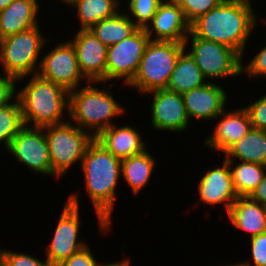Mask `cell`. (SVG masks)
<instances>
[{
	"mask_svg": "<svg viewBox=\"0 0 266 266\" xmlns=\"http://www.w3.org/2000/svg\"><path fill=\"white\" fill-rule=\"evenodd\" d=\"M41 2L37 0H13L0 11V39L38 26Z\"/></svg>",
	"mask_w": 266,
	"mask_h": 266,
	"instance_id": "cell-20",
	"label": "cell"
},
{
	"mask_svg": "<svg viewBox=\"0 0 266 266\" xmlns=\"http://www.w3.org/2000/svg\"><path fill=\"white\" fill-rule=\"evenodd\" d=\"M253 201L266 206V173L257 188L249 196Z\"/></svg>",
	"mask_w": 266,
	"mask_h": 266,
	"instance_id": "cell-37",
	"label": "cell"
},
{
	"mask_svg": "<svg viewBox=\"0 0 266 266\" xmlns=\"http://www.w3.org/2000/svg\"><path fill=\"white\" fill-rule=\"evenodd\" d=\"M24 78L29 80L17 89V98L26 126L43 128L69 119V92L66 89L37 74L19 78L17 82Z\"/></svg>",
	"mask_w": 266,
	"mask_h": 266,
	"instance_id": "cell-4",
	"label": "cell"
},
{
	"mask_svg": "<svg viewBox=\"0 0 266 266\" xmlns=\"http://www.w3.org/2000/svg\"><path fill=\"white\" fill-rule=\"evenodd\" d=\"M91 81L69 92V120L96 138L104 129L116 124L113 118L124 116L126 107L115 100L113 83ZM111 90V91H110Z\"/></svg>",
	"mask_w": 266,
	"mask_h": 266,
	"instance_id": "cell-3",
	"label": "cell"
},
{
	"mask_svg": "<svg viewBox=\"0 0 266 266\" xmlns=\"http://www.w3.org/2000/svg\"><path fill=\"white\" fill-rule=\"evenodd\" d=\"M61 4H67V7H73L79 0H58Z\"/></svg>",
	"mask_w": 266,
	"mask_h": 266,
	"instance_id": "cell-39",
	"label": "cell"
},
{
	"mask_svg": "<svg viewBox=\"0 0 266 266\" xmlns=\"http://www.w3.org/2000/svg\"><path fill=\"white\" fill-rule=\"evenodd\" d=\"M184 49L188 50L207 81L217 82V79L218 81L227 77L234 79L242 75L244 58L235 49L198 38L191 32L184 41Z\"/></svg>",
	"mask_w": 266,
	"mask_h": 266,
	"instance_id": "cell-8",
	"label": "cell"
},
{
	"mask_svg": "<svg viewBox=\"0 0 266 266\" xmlns=\"http://www.w3.org/2000/svg\"><path fill=\"white\" fill-rule=\"evenodd\" d=\"M206 170L197 185L198 200L207 206L223 205L228 213L238 197L233 187L228 160L224 158L222 164Z\"/></svg>",
	"mask_w": 266,
	"mask_h": 266,
	"instance_id": "cell-18",
	"label": "cell"
},
{
	"mask_svg": "<svg viewBox=\"0 0 266 266\" xmlns=\"http://www.w3.org/2000/svg\"><path fill=\"white\" fill-rule=\"evenodd\" d=\"M65 41L43 54L37 75L71 92L89 81L79 69L75 47L69 40Z\"/></svg>",
	"mask_w": 266,
	"mask_h": 266,
	"instance_id": "cell-11",
	"label": "cell"
},
{
	"mask_svg": "<svg viewBox=\"0 0 266 266\" xmlns=\"http://www.w3.org/2000/svg\"><path fill=\"white\" fill-rule=\"evenodd\" d=\"M249 242L251 262L248 259L242 262L246 266H266V232L251 237Z\"/></svg>",
	"mask_w": 266,
	"mask_h": 266,
	"instance_id": "cell-34",
	"label": "cell"
},
{
	"mask_svg": "<svg viewBox=\"0 0 266 266\" xmlns=\"http://www.w3.org/2000/svg\"><path fill=\"white\" fill-rule=\"evenodd\" d=\"M226 215L234 229L248 233L250 238L266 232V206L249 196L237 197Z\"/></svg>",
	"mask_w": 266,
	"mask_h": 266,
	"instance_id": "cell-21",
	"label": "cell"
},
{
	"mask_svg": "<svg viewBox=\"0 0 266 266\" xmlns=\"http://www.w3.org/2000/svg\"><path fill=\"white\" fill-rule=\"evenodd\" d=\"M226 108L214 120L213 134L206 137L205 145L209 150L223 154L231 145L245 136L252 128L249 115L242 107ZM221 118V119H220Z\"/></svg>",
	"mask_w": 266,
	"mask_h": 266,
	"instance_id": "cell-17",
	"label": "cell"
},
{
	"mask_svg": "<svg viewBox=\"0 0 266 266\" xmlns=\"http://www.w3.org/2000/svg\"><path fill=\"white\" fill-rule=\"evenodd\" d=\"M137 29L138 27L122 9L115 16L100 21L89 30L103 44L110 47L129 37Z\"/></svg>",
	"mask_w": 266,
	"mask_h": 266,
	"instance_id": "cell-26",
	"label": "cell"
},
{
	"mask_svg": "<svg viewBox=\"0 0 266 266\" xmlns=\"http://www.w3.org/2000/svg\"><path fill=\"white\" fill-rule=\"evenodd\" d=\"M256 14L251 0H223L193 21L190 32L198 38L235 49L244 57L246 44L260 25Z\"/></svg>",
	"mask_w": 266,
	"mask_h": 266,
	"instance_id": "cell-1",
	"label": "cell"
},
{
	"mask_svg": "<svg viewBox=\"0 0 266 266\" xmlns=\"http://www.w3.org/2000/svg\"><path fill=\"white\" fill-rule=\"evenodd\" d=\"M179 5L191 24L201 15L208 13L211 9L217 7L223 0H172Z\"/></svg>",
	"mask_w": 266,
	"mask_h": 266,
	"instance_id": "cell-30",
	"label": "cell"
},
{
	"mask_svg": "<svg viewBox=\"0 0 266 266\" xmlns=\"http://www.w3.org/2000/svg\"><path fill=\"white\" fill-rule=\"evenodd\" d=\"M2 249H0V266H4V252L5 249H3V247H1Z\"/></svg>",
	"mask_w": 266,
	"mask_h": 266,
	"instance_id": "cell-41",
	"label": "cell"
},
{
	"mask_svg": "<svg viewBox=\"0 0 266 266\" xmlns=\"http://www.w3.org/2000/svg\"><path fill=\"white\" fill-rule=\"evenodd\" d=\"M17 79L5 72L0 73V107L6 106L17 98Z\"/></svg>",
	"mask_w": 266,
	"mask_h": 266,
	"instance_id": "cell-35",
	"label": "cell"
},
{
	"mask_svg": "<svg viewBox=\"0 0 266 266\" xmlns=\"http://www.w3.org/2000/svg\"><path fill=\"white\" fill-rule=\"evenodd\" d=\"M39 27L0 39V67L3 72L17 80L37 74L43 48L45 50L51 39L46 38Z\"/></svg>",
	"mask_w": 266,
	"mask_h": 266,
	"instance_id": "cell-5",
	"label": "cell"
},
{
	"mask_svg": "<svg viewBox=\"0 0 266 266\" xmlns=\"http://www.w3.org/2000/svg\"><path fill=\"white\" fill-rule=\"evenodd\" d=\"M4 266H52L50 262L46 259L43 260L39 257L26 254L25 252H17L12 250H7L5 248L4 252Z\"/></svg>",
	"mask_w": 266,
	"mask_h": 266,
	"instance_id": "cell-32",
	"label": "cell"
},
{
	"mask_svg": "<svg viewBox=\"0 0 266 266\" xmlns=\"http://www.w3.org/2000/svg\"><path fill=\"white\" fill-rule=\"evenodd\" d=\"M75 32L69 41L75 47L81 73L89 82H106L107 46L90 30L78 28Z\"/></svg>",
	"mask_w": 266,
	"mask_h": 266,
	"instance_id": "cell-14",
	"label": "cell"
},
{
	"mask_svg": "<svg viewBox=\"0 0 266 266\" xmlns=\"http://www.w3.org/2000/svg\"><path fill=\"white\" fill-rule=\"evenodd\" d=\"M145 31L153 41L184 43L190 33V23L179 5L163 0Z\"/></svg>",
	"mask_w": 266,
	"mask_h": 266,
	"instance_id": "cell-15",
	"label": "cell"
},
{
	"mask_svg": "<svg viewBox=\"0 0 266 266\" xmlns=\"http://www.w3.org/2000/svg\"><path fill=\"white\" fill-rule=\"evenodd\" d=\"M17 163L35 174L53 176L48 142L43 128L24 126L7 149Z\"/></svg>",
	"mask_w": 266,
	"mask_h": 266,
	"instance_id": "cell-12",
	"label": "cell"
},
{
	"mask_svg": "<svg viewBox=\"0 0 266 266\" xmlns=\"http://www.w3.org/2000/svg\"><path fill=\"white\" fill-rule=\"evenodd\" d=\"M227 160L259 163L266 166V131L251 130L231 145L224 153Z\"/></svg>",
	"mask_w": 266,
	"mask_h": 266,
	"instance_id": "cell-23",
	"label": "cell"
},
{
	"mask_svg": "<svg viewBox=\"0 0 266 266\" xmlns=\"http://www.w3.org/2000/svg\"><path fill=\"white\" fill-rule=\"evenodd\" d=\"M221 266H246L243 262H238V263H233V264H225V265H222Z\"/></svg>",
	"mask_w": 266,
	"mask_h": 266,
	"instance_id": "cell-42",
	"label": "cell"
},
{
	"mask_svg": "<svg viewBox=\"0 0 266 266\" xmlns=\"http://www.w3.org/2000/svg\"><path fill=\"white\" fill-rule=\"evenodd\" d=\"M130 255L129 257L127 256L126 258L123 257V260H117V261H114V262H98L96 264V266H131V262H130Z\"/></svg>",
	"mask_w": 266,
	"mask_h": 266,
	"instance_id": "cell-38",
	"label": "cell"
},
{
	"mask_svg": "<svg viewBox=\"0 0 266 266\" xmlns=\"http://www.w3.org/2000/svg\"><path fill=\"white\" fill-rule=\"evenodd\" d=\"M120 0H79L73 7L79 30H89L100 21L115 16L121 10Z\"/></svg>",
	"mask_w": 266,
	"mask_h": 266,
	"instance_id": "cell-25",
	"label": "cell"
},
{
	"mask_svg": "<svg viewBox=\"0 0 266 266\" xmlns=\"http://www.w3.org/2000/svg\"><path fill=\"white\" fill-rule=\"evenodd\" d=\"M25 126L20 101L16 98L10 104L0 107V145L9 148L12 139Z\"/></svg>",
	"mask_w": 266,
	"mask_h": 266,
	"instance_id": "cell-28",
	"label": "cell"
},
{
	"mask_svg": "<svg viewBox=\"0 0 266 266\" xmlns=\"http://www.w3.org/2000/svg\"><path fill=\"white\" fill-rule=\"evenodd\" d=\"M228 95L221 84L213 81L183 93L189 120L214 121L226 109Z\"/></svg>",
	"mask_w": 266,
	"mask_h": 266,
	"instance_id": "cell-16",
	"label": "cell"
},
{
	"mask_svg": "<svg viewBox=\"0 0 266 266\" xmlns=\"http://www.w3.org/2000/svg\"><path fill=\"white\" fill-rule=\"evenodd\" d=\"M244 106L243 108L249 115L252 127L266 131V94Z\"/></svg>",
	"mask_w": 266,
	"mask_h": 266,
	"instance_id": "cell-33",
	"label": "cell"
},
{
	"mask_svg": "<svg viewBox=\"0 0 266 266\" xmlns=\"http://www.w3.org/2000/svg\"><path fill=\"white\" fill-rule=\"evenodd\" d=\"M163 0H129L125 11L127 16L138 28L145 29L156 14L160 3ZM129 11V12H128Z\"/></svg>",
	"mask_w": 266,
	"mask_h": 266,
	"instance_id": "cell-29",
	"label": "cell"
},
{
	"mask_svg": "<svg viewBox=\"0 0 266 266\" xmlns=\"http://www.w3.org/2000/svg\"><path fill=\"white\" fill-rule=\"evenodd\" d=\"M142 136L135 126L113 124L104 129L95 139L115 157L123 160L149 148Z\"/></svg>",
	"mask_w": 266,
	"mask_h": 266,
	"instance_id": "cell-19",
	"label": "cell"
},
{
	"mask_svg": "<svg viewBox=\"0 0 266 266\" xmlns=\"http://www.w3.org/2000/svg\"><path fill=\"white\" fill-rule=\"evenodd\" d=\"M184 50V43L150 40L138 72L127 85L129 89L132 87L143 96L153 90L166 89L177 60Z\"/></svg>",
	"mask_w": 266,
	"mask_h": 266,
	"instance_id": "cell-6",
	"label": "cell"
},
{
	"mask_svg": "<svg viewBox=\"0 0 266 266\" xmlns=\"http://www.w3.org/2000/svg\"><path fill=\"white\" fill-rule=\"evenodd\" d=\"M228 164L238 197L250 196L266 173V166L259 163L228 160Z\"/></svg>",
	"mask_w": 266,
	"mask_h": 266,
	"instance_id": "cell-27",
	"label": "cell"
},
{
	"mask_svg": "<svg viewBox=\"0 0 266 266\" xmlns=\"http://www.w3.org/2000/svg\"><path fill=\"white\" fill-rule=\"evenodd\" d=\"M80 195L71 193L63 206L58 223L52 232L51 242L46 246V259L52 266H58L62 261L68 259L72 254L80 251L88 244L79 238L80 217Z\"/></svg>",
	"mask_w": 266,
	"mask_h": 266,
	"instance_id": "cell-9",
	"label": "cell"
},
{
	"mask_svg": "<svg viewBox=\"0 0 266 266\" xmlns=\"http://www.w3.org/2000/svg\"><path fill=\"white\" fill-rule=\"evenodd\" d=\"M13 0H0V11L7 8Z\"/></svg>",
	"mask_w": 266,
	"mask_h": 266,
	"instance_id": "cell-40",
	"label": "cell"
},
{
	"mask_svg": "<svg viewBox=\"0 0 266 266\" xmlns=\"http://www.w3.org/2000/svg\"><path fill=\"white\" fill-rule=\"evenodd\" d=\"M150 38L145 29L138 28L132 35L107 47L106 83L121 82L127 86L138 72L141 59ZM116 80V81H114Z\"/></svg>",
	"mask_w": 266,
	"mask_h": 266,
	"instance_id": "cell-10",
	"label": "cell"
},
{
	"mask_svg": "<svg viewBox=\"0 0 266 266\" xmlns=\"http://www.w3.org/2000/svg\"><path fill=\"white\" fill-rule=\"evenodd\" d=\"M207 82L193 58L184 50L177 60L166 89L183 94Z\"/></svg>",
	"mask_w": 266,
	"mask_h": 266,
	"instance_id": "cell-24",
	"label": "cell"
},
{
	"mask_svg": "<svg viewBox=\"0 0 266 266\" xmlns=\"http://www.w3.org/2000/svg\"><path fill=\"white\" fill-rule=\"evenodd\" d=\"M266 22L265 17L262 22ZM258 53L250 59L249 63L242 62V75H247L249 78H265L266 77V45L257 50ZM245 64V65H244Z\"/></svg>",
	"mask_w": 266,
	"mask_h": 266,
	"instance_id": "cell-31",
	"label": "cell"
},
{
	"mask_svg": "<svg viewBox=\"0 0 266 266\" xmlns=\"http://www.w3.org/2000/svg\"><path fill=\"white\" fill-rule=\"evenodd\" d=\"M144 95H152L151 127L157 131L185 132L189 128L190 120L186 112L182 94L158 89Z\"/></svg>",
	"mask_w": 266,
	"mask_h": 266,
	"instance_id": "cell-13",
	"label": "cell"
},
{
	"mask_svg": "<svg viewBox=\"0 0 266 266\" xmlns=\"http://www.w3.org/2000/svg\"><path fill=\"white\" fill-rule=\"evenodd\" d=\"M121 162L94 138L79 167L84 176L85 193L90 197L98 219L100 235L111 232L115 199H118L117 186L121 181Z\"/></svg>",
	"mask_w": 266,
	"mask_h": 266,
	"instance_id": "cell-2",
	"label": "cell"
},
{
	"mask_svg": "<svg viewBox=\"0 0 266 266\" xmlns=\"http://www.w3.org/2000/svg\"><path fill=\"white\" fill-rule=\"evenodd\" d=\"M89 245L72 254L68 259L62 261L58 266H96L99 262Z\"/></svg>",
	"mask_w": 266,
	"mask_h": 266,
	"instance_id": "cell-36",
	"label": "cell"
},
{
	"mask_svg": "<svg viewBox=\"0 0 266 266\" xmlns=\"http://www.w3.org/2000/svg\"><path fill=\"white\" fill-rule=\"evenodd\" d=\"M43 129L48 142L53 177L59 180L76 163L80 167L94 137L78 128L69 119L60 124L43 127Z\"/></svg>",
	"mask_w": 266,
	"mask_h": 266,
	"instance_id": "cell-7",
	"label": "cell"
},
{
	"mask_svg": "<svg viewBox=\"0 0 266 266\" xmlns=\"http://www.w3.org/2000/svg\"><path fill=\"white\" fill-rule=\"evenodd\" d=\"M150 149L125 158L121 162V178L132 189L135 196L147 186L155 169L156 159L150 154Z\"/></svg>",
	"mask_w": 266,
	"mask_h": 266,
	"instance_id": "cell-22",
	"label": "cell"
}]
</instances>
